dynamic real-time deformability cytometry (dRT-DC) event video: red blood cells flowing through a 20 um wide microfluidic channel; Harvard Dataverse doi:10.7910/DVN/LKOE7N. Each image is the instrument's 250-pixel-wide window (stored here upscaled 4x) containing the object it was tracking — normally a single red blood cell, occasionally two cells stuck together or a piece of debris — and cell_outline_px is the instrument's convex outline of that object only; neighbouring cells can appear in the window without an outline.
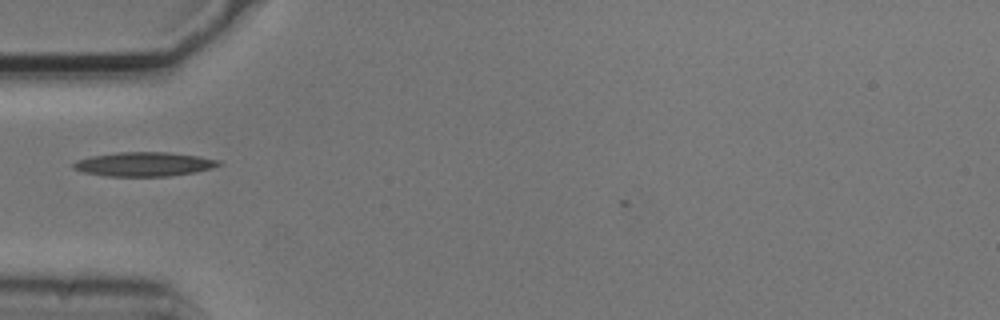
{"species": "common noctule bat (a hibernating species)", "species_latin": "Nyctalus noctula", "temperature_condition": "cold", "stored_images_in_passage": 2, "camera_frame_rate_fps": 3000, "um_per_image_px": 0.085, "animal": {"sex": "male", "body_mass_g": 20.5, "forearm_length_mm": 52.5}, "frame": {"image": 1, "passage_image": 2, "time_ms": 0.333, "image_size_px": [1000, 320], "cell_outline_px": [[220, 164], [212, 168], [196, 172], [168, 176], [108, 176], [84, 172], [72, 168], [72, 164], [76, 160], [92, 156], [116, 152], [168, 152], [200, 156], [220, 160]], "centroid_in_image_um": [12.25, 13.95], "position_along_channel_um": 72.8, "area_um2": 20.46}}